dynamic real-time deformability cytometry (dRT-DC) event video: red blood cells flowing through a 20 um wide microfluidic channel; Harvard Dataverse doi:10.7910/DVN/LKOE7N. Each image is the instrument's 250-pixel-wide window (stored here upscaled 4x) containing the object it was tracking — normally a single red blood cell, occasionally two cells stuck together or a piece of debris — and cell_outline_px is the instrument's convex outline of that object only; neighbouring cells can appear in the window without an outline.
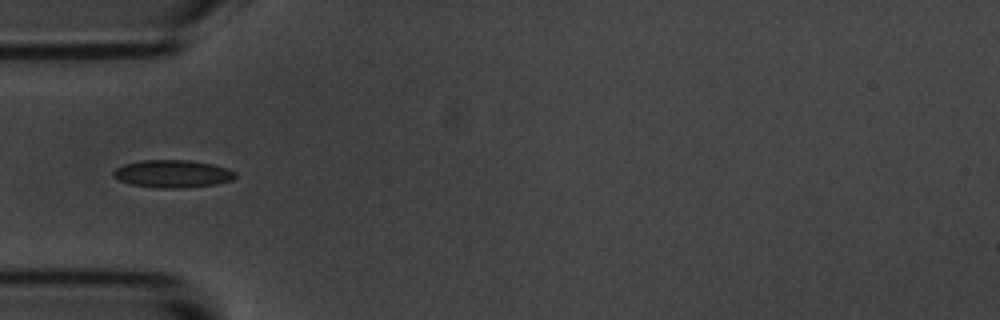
{"species": "common noctule bat (a hibernating species)", "species_latin": "Nyctalus noctula", "temperature_condition": "room temperature", "stored_images_in_passage": 4, "camera_frame_rate_fps": 3000, "um_per_image_px": 0.085, "animal": {"sex": "male", "body_mass_g": 20.1, "forearm_length_mm": 53.5}, "frame": {"image": 1, "passage_image": 1, "time_ms": 0.0, "image_size_px": [1000, 320], "cell_outline_px": [[236, 176], [232, 180], [216, 184], [180, 188], [156, 188], [132, 184], [120, 180], [112, 176], [112, 172], [116, 168], [124, 164], [144, 160], [188, 160], [212, 164], [228, 168], [236, 172]], "centroid_in_image_um": [14.68, 14.77], "position_along_channel_um": 70.3, "area_um2": 19.59}}
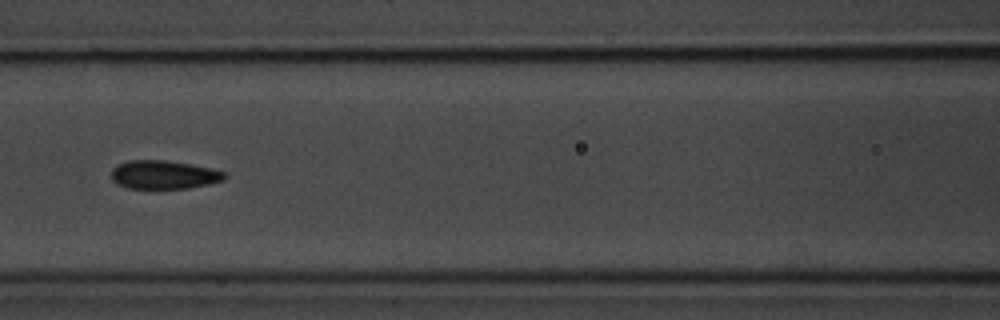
{"frame": {"image": 2, "passage_image": 3, "time_ms": 2.333, "image_size_px": [1000, 320], "cell_outline_px": [[228, 176], [224, 180], [208, 184], [188, 188], [128, 188], [116, 184], [112, 180], [112, 168], [116, 164], [128, 160], [164, 160], [212, 168], [224, 172]], "centroid_in_image_um": [13.9, 14.85], "position_along_channel_um": 152.7, "area_um2": 18.84}}
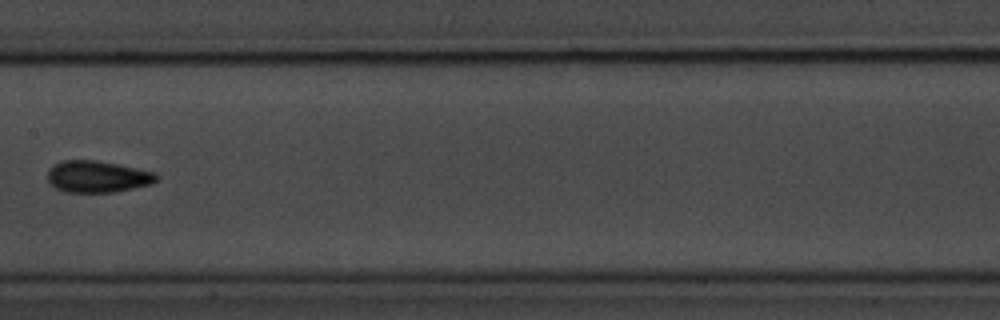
{"frame": {"image": 3, "passage_image": 4, "time_ms": 3.667, "image_size_px": [1000, 320], "cell_outline_px": [[160, 176], [152, 184], [112, 192], [68, 192], [56, 188], [48, 180], [48, 172], [52, 164], [60, 160], [96, 160], [156, 172]], "centroid_in_image_um": [8.28, 15.0], "position_along_channel_um": 199.1, "area_um2": 20.06}}